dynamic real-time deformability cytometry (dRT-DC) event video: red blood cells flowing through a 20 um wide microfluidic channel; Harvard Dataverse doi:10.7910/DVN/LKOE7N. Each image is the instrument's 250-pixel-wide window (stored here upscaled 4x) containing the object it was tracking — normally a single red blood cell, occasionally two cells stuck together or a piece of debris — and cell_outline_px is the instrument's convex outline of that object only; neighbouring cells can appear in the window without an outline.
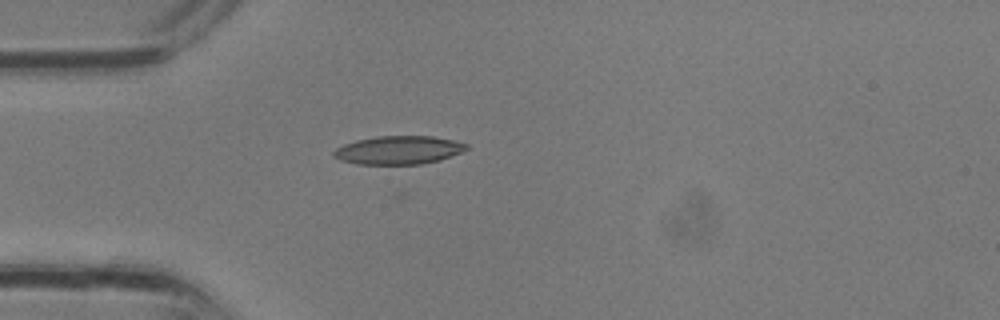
{"species": "common noctule bat (a hibernating species)", "species_latin": "Nyctalus noctula", "temperature_condition": "room temperature", "stored_images_in_passage": 3, "camera_frame_rate_fps": 3000, "um_per_image_px": 0.085, "animal": {"sex": "male", "body_mass_g": 13.3}, "frame": {"image": 1, "passage_image": 3, "time_ms": 0.667, "image_size_px": [1000, 320], "cell_outline_px": [[468, 148], [460, 152], [440, 160], [420, 164], [356, 164], [340, 160], [332, 156], [332, 152], [336, 148], [344, 144], [356, 140], [376, 136], [432, 136], [452, 140], [468, 144]], "centroid_in_image_um": [33.83, 12.76], "position_along_channel_um": 51.2, "area_um2": 21.91}}